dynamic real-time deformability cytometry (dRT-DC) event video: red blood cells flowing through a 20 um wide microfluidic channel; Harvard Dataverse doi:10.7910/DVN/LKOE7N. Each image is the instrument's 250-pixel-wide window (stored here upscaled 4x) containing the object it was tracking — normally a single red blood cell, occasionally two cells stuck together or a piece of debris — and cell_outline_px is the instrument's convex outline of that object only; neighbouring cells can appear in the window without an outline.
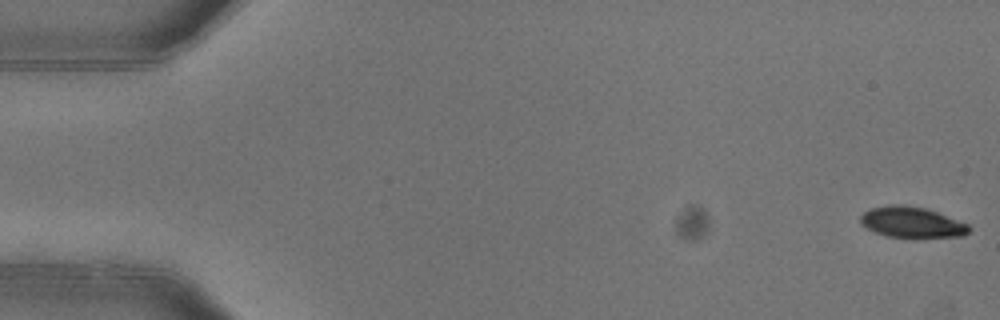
{"species": "common noctule bat (a hibernating species)", "species_latin": "Nyctalus noctula", "temperature_condition": "warm", "stored_images_in_passage": 4, "camera_frame_rate_fps": 3000, "um_per_image_px": 0.085, "animal": {"sex": "female"}, "frame": {"image": 1, "passage_image": 1, "time_ms": 0.0, "image_size_px": [1000, 320], "cell_outline_px": [[972, 228], [964, 236], [888, 236], [876, 232], [860, 224], [860, 216], [864, 212], [872, 208], [892, 204], [900, 204], [924, 208], [936, 212], [968, 224]], "centroid_in_image_um": [77.49, 18.87], "position_along_channel_um": 7.5, "area_um2": 18.9}}